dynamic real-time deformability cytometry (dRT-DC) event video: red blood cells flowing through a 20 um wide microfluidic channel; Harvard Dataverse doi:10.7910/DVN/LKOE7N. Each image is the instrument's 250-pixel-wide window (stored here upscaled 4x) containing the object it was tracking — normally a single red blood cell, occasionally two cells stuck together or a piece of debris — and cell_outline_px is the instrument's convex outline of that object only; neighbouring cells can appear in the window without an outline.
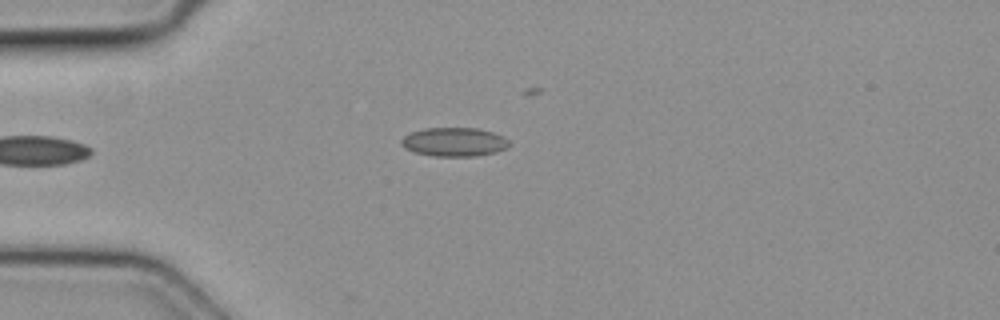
{"species": "common noctule bat (a hibernating species)", "species_latin": "Nyctalus noctula", "temperature_condition": "cold", "stored_images_in_passage": 4, "camera_frame_rate_fps": 3000, "um_per_image_px": 0.085, "animal": {"sex": "female", "body_mass_g": 19.3, "forearm_length_mm": 54.1}, "frame": {"image": 1, "passage_image": 4, "time_ms": 1.0, "image_size_px": [1000, 320], "cell_outline_px": [[512, 144], [508, 148], [496, 152], [476, 156], [432, 156], [416, 152], [404, 148], [400, 144], [400, 140], [404, 136], [412, 132], [424, 128], [476, 128], [492, 132], [508, 140]], "centroid_in_image_um": [38.6, 12.07], "position_along_channel_um": 46.4, "area_um2": 18.15}}